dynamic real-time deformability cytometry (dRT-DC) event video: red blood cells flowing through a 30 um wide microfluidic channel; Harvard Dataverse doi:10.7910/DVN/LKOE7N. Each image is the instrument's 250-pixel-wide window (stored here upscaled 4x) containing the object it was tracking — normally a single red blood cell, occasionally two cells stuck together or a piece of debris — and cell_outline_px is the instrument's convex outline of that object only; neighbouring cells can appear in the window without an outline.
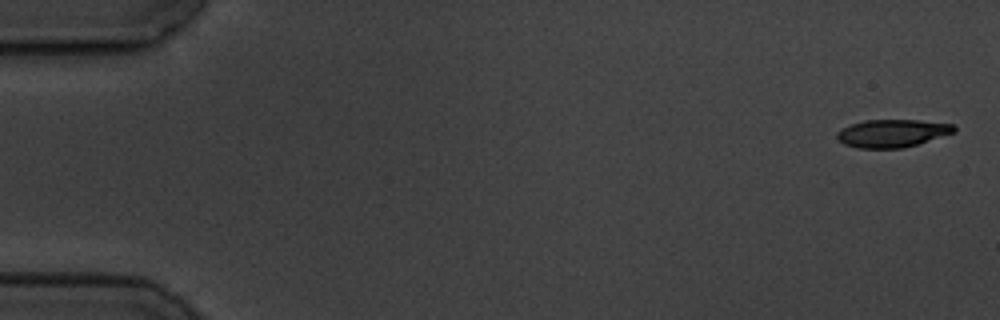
{"species": "common noctule bat (a hibernating species)", "species_latin": "Nyctalus noctula", "temperature_condition": "cold", "stored_images_in_passage": 4, "camera_frame_rate_fps": 3000, "um_per_image_px": 0.085, "animal": {"sex": "male", "body_mass_g": 19.5, "forearm_length_mm": 54.6}, "frame": {"image": 1, "passage_image": 1, "time_ms": 0.0, "image_size_px": [1000, 320], "cell_outline_px": [[956, 132], [916, 144], [900, 148], [860, 148], [844, 144], [836, 136], [836, 132], [852, 124], [864, 120], [920, 120], [956, 124]], "centroid_in_image_um": [75.88, 11.31], "position_along_channel_um": 9.1, "area_um2": 18.84}}